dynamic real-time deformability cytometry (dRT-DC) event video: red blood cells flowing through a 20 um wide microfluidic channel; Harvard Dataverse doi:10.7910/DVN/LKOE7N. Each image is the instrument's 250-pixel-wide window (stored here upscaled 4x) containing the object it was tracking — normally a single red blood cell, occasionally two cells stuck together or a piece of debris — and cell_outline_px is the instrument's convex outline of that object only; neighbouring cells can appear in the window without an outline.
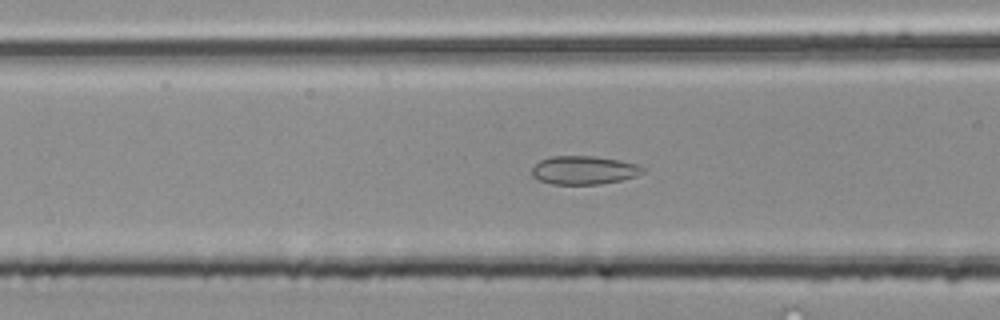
{"species": "common noctule bat (a hibernating species)", "species_latin": "Nyctalus noctula", "temperature_condition": "room temperature", "stored_images_in_passage": 50, "segment_of_instrument_passage": [2, 2], "camera_frame_rate_fps": 3000, "um_per_image_px": 0.085, "animal": {"sex": "male", "body_mass_g": 20.4}, "frame": {"image": 1, "passage_image": 20, "time_ms": 6.333, "image_size_px": [1000, 320], "cell_outline_px": [[648, 168], [644, 172], [636, 176], [620, 180], [600, 184], [552, 184], [540, 180], [532, 176], [532, 168], [540, 160], [552, 156], [592, 156], [620, 160], [636, 164]], "centroid_in_image_um": [49.66, 14.46], "position_along_channel_um": 116.9, "area_um2": 18.38}}
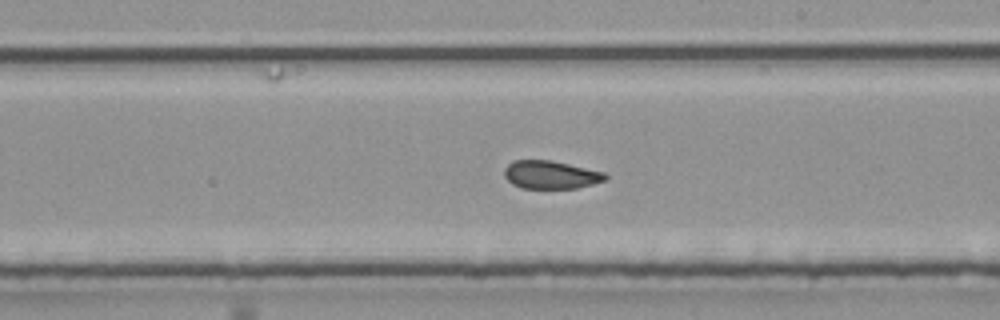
{"frame": {"image": 2, "passage_image": 29, "time_ms": 9.333, "image_size_px": [1000, 320], "cell_outline_px": [[608, 180], [576, 188], [520, 188], [512, 184], [504, 176], [504, 168], [512, 160], [552, 160], [604, 172], [608, 176]], "centroid_in_image_um": [46.81, 14.85], "position_along_channel_um": 242.2, "area_um2": 16.65}}
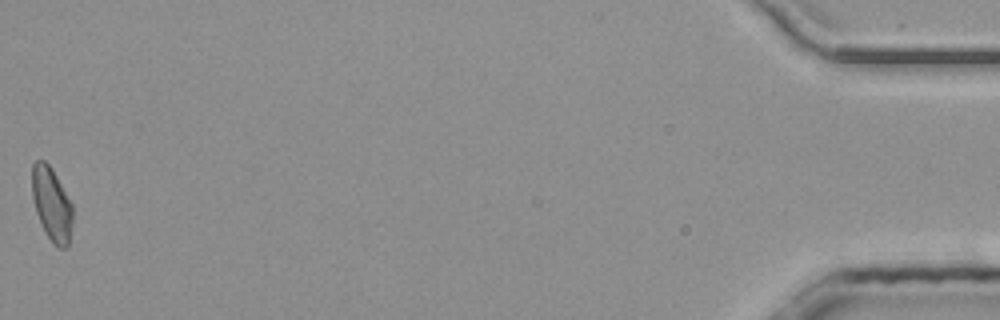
{"frame": {"image": 3, "passage_image": 50, "time_ms": 16.333, "image_size_px": [1000, 320], "cell_outline_px": [[72, 220], [68, 244], [64, 248], [56, 248], [52, 244], [44, 232], [36, 212], [32, 196], [32, 164], [36, 160], [44, 160], [52, 168], [72, 204]], "centroid_in_image_um": [4.37, 17.36], "position_along_channel_um": 430.8, "area_um2": 17.46}}